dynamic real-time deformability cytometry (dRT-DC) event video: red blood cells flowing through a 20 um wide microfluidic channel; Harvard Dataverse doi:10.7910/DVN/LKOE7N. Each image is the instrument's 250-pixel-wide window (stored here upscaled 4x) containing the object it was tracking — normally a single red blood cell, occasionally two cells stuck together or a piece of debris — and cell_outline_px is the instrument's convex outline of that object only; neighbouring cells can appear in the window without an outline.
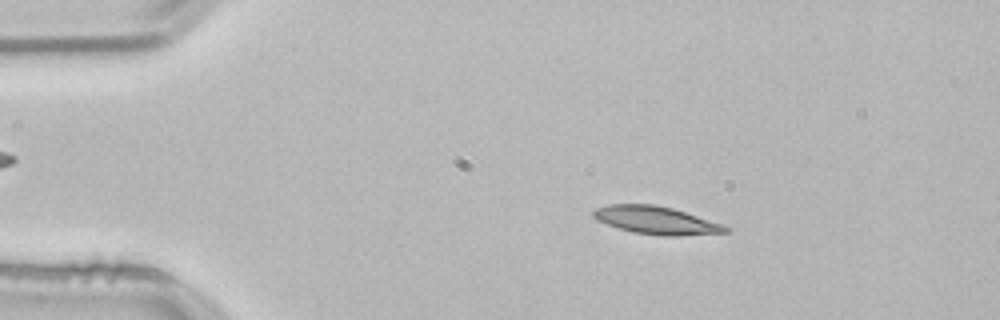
{"species": "common noctule bat (a hibernating species)", "species_latin": "Nyctalus noctula", "temperature_condition": "room temperature", "stored_images_in_passage": 52, "camera_frame_rate_fps": 3000, "um_per_image_px": 0.085, "animal": {"sex": "male", "body_mass_g": 21.5, "forearm_length_mm": 52.0}, "frame": {"image": 1, "passage_image": 8, "time_ms": 2.333, "image_size_px": [1000, 320], "cell_outline_px": [[728, 232], [676, 236], [664, 236], [632, 232], [596, 220], [592, 216], [592, 212], [596, 208], [608, 204], [656, 204], [672, 208], [720, 224], [728, 228]], "centroid_in_image_um": [55.7, 18.72], "position_along_channel_um": 29.3, "area_um2": 21.1}}
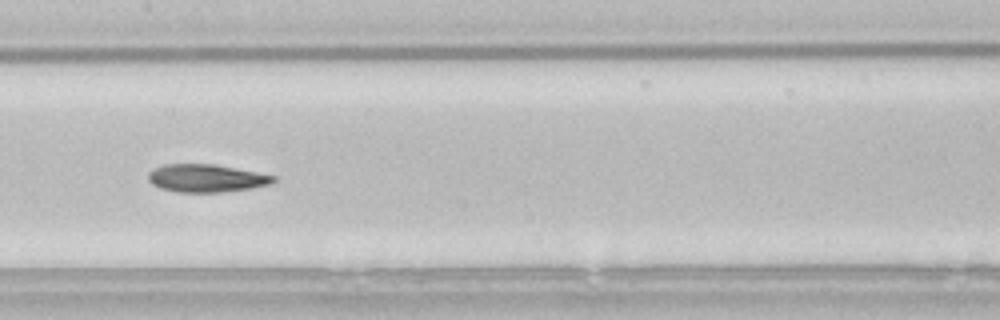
{"frame": {"image": 2, "passage_image": 25, "time_ms": 8.0, "image_size_px": [1000, 320], "cell_outline_px": [[276, 180], [272, 184], [252, 188], [224, 192], [176, 192], [160, 188], [152, 184], [148, 180], [148, 172], [164, 164], [212, 164], [256, 172], [276, 176]], "centroid_in_image_um": [17.54, 15.16], "position_along_channel_um": 189.9, "area_um2": 20.29}}
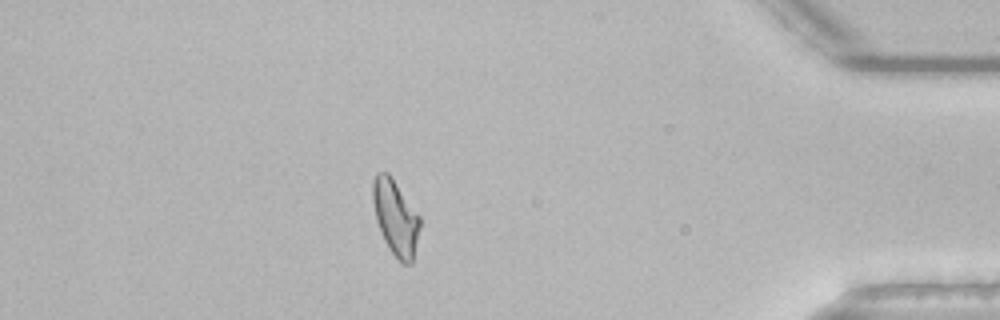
{"frame": {"image": 3, "passage_image": 45, "time_ms": 14.667, "image_size_px": [1000, 320], "cell_outline_px": [[420, 228], [412, 264], [400, 264], [388, 248], [380, 232], [376, 220], [372, 200], [372, 180], [376, 172], [388, 172], [420, 216]], "centroid_in_image_um": [33.61, 18.51], "position_along_channel_um": 401.6, "area_um2": 20.92}, "authors_computed_cell_mechanics": {"area_um2": 20.7502, "velocity_mm_per_s": 3.8328, "shape_relaxation_time_tau1_ms": 8.6848, "shape_relaxation_time_tau2_ms": 5.5253, "deformation_change_tau1": 0.2187, "deformation_change_tau2": 0.1306}}